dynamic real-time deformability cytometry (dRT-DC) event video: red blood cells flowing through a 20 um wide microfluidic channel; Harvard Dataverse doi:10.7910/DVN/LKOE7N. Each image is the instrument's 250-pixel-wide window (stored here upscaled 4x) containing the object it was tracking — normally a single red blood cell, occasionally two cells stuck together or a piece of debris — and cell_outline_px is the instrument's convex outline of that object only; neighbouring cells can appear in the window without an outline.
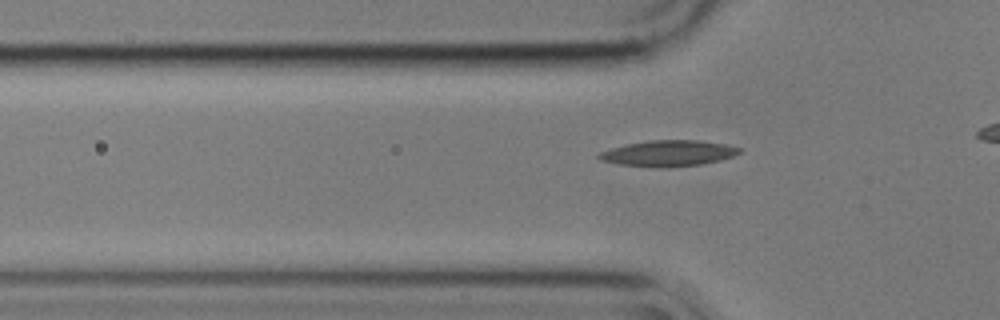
{"species": "common noctule bat (a hibernating species)", "species_latin": "Nyctalus noctula", "temperature_condition": "cold", "stored_images_in_passage": 32, "camera_frame_rate_fps": 3000, "um_per_image_px": 0.085, "animal": {"sex": "male", "body_mass_g": 17.9}, "frame": {"image": 1, "passage_image": 4, "time_ms": 1.0, "image_size_px": [1000, 320], "cell_outline_px": [[740, 152], [732, 156], [720, 160], [700, 164], [620, 164], [600, 160], [596, 156], [600, 152], [612, 148], [628, 144], [648, 140], [696, 140], [728, 144], [740, 148]], "centroid_in_image_um": [56.85, 12.96], "position_along_channel_um": 69.0, "area_um2": 19.88}}
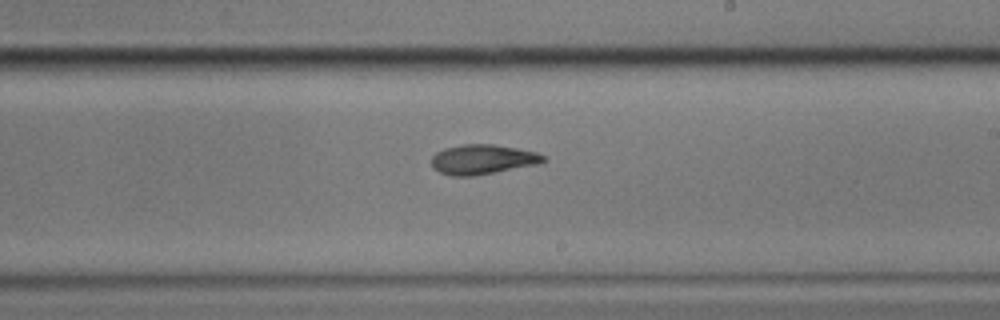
{"frame": {"image": 2, "passage_image": 19, "time_ms": 6.0, "image_size_px": [1000, 320], "cell_outline_px": [[548, 160], [540, 164], [496, 172], [472, 176], [452, 176], [440, 172], [432, 168], [432, 156], [436, 152], [444, 148], [464, 144], [492, 144], [516, 148], [536, 152], [544, 156]], "centroid_in_image_um": [41.03, 13.55], "position_along_channel_um": 248.0, "area_um2": 19.48}}
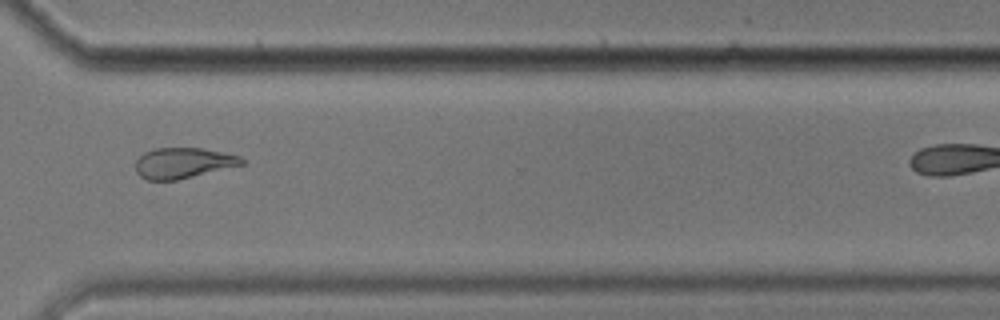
{"frame": {"image": 3, "passage_image": 28, "time_ms": 9.0, "image_size_px": [1000, 320], "cell_outline_px": [[244, 164], [176, 180], [148, 180], [140, 176], [136, 172], [136, 160], [144, 152], [156, 148], [200, 148], [240, 156], [244, 160]], "centroid_in_image_um": [15.53, 13.85], "position_along_channel_um": 355.1, "area_um2": 18.67}}